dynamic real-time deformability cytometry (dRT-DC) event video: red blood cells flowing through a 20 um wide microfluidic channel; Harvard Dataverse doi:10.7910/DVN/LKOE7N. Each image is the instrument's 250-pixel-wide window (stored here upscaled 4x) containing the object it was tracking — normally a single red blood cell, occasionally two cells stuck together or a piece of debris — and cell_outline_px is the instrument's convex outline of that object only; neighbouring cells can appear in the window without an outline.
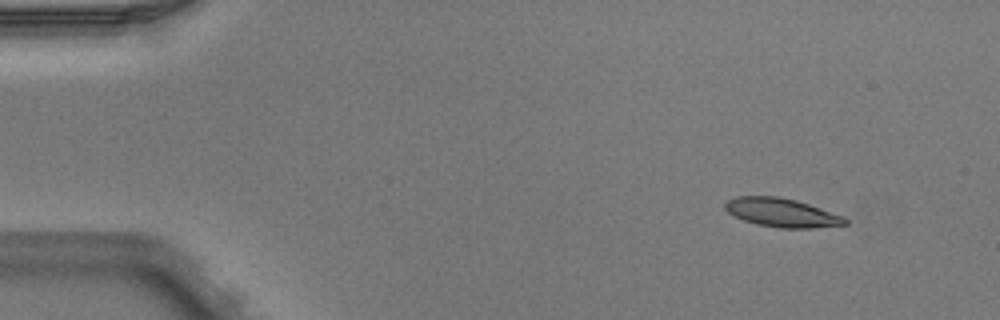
{"species": "Egyptian fruit bat (a non-hibernating species)", "species_latin": "Rousettus aegyptiacus", "temperature_condition": "warm", "stored_images_in_passage": 5, "camera_frame_rate_fps": 3000, "um_per_image_px": 0.085, "animal": {"sex": "male"}, "frame": {"image": 1, "passage_image": 1, "time_ms": 0.0, "image_size_px": [1000, 320], "cell_outline_px": [[848, 224], [812, 228], [780, 228], [756, 224], [744, 220], [728, 212], [724, 208], [724, 204], [728, 200], [736, 196], [780, 196], [796, 200], [844, 216], [848, 220]], "centroid_in_image_um": [66.46, 18.07], "position_along_channel_um": 18.5, "area_um2": 20.06}}
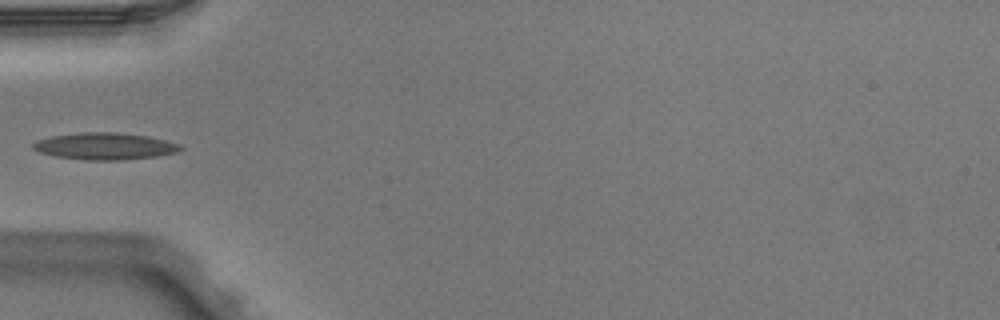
{"frame": {"image": 2, "passage_image": 4, "time_ms": 1.0, "image_size_px": [1000, 320], "cell_outline_px": [[184, 148], [180, 152], [156, 156], [120, 160], [84, 160], [56, 156], [40, 152], [32, 148], [32, 144], [36, 140], [52, 136], [84, 132], [116, 132], [148, 136], [180, 144]], "centroid_in_image_um": [8.93, 12.43], "position_along_channel_um": 76.1, "area_um2": 23.06}}
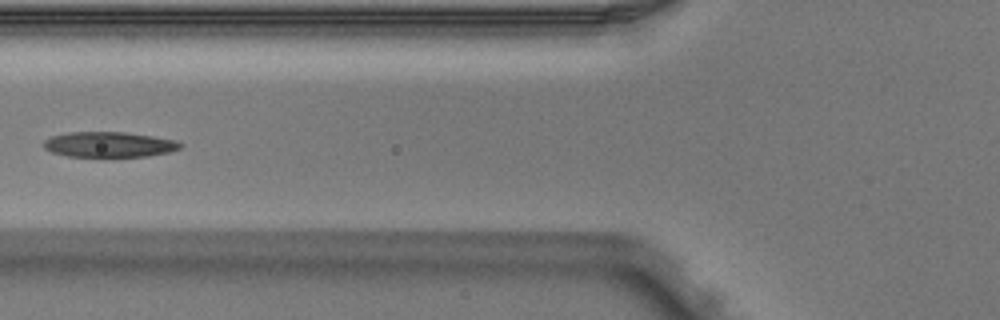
{"frame": {"image": 3, "passage_image": 5, "time_ms": 1.333, "image_size_px": [1000, 320], "cell_outline_px": [[184, 144], [180, 148], [168, 152], [148, 156], [68, 156], [52, 152], [44, 148], [44, 140], [52, 136], [68, 132], [124, 132], [152, 136], [176, 140]], "centroid_in_image_um": [9.28, 12.27], "position_along_channel_um": 116.5, "area_um2": 20.0}}